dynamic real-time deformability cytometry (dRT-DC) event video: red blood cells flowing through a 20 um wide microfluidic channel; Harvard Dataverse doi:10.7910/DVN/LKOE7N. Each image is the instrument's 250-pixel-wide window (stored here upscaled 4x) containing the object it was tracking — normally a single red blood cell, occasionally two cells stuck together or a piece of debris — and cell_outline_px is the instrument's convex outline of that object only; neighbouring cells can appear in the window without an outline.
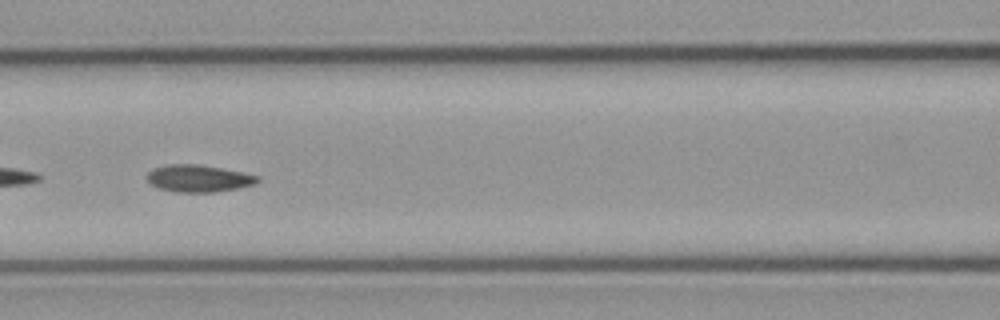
{"species": "common noctule bat (a hibernating species)", "species_latin": "Nyctalus noctula", "temperature_condition": "cold", "stored_images_in_passage": 12, "camera_frame_rate_fps": 3000, "um_per_image_px": 0.085, "animal": {"sex": "male", "body_mass_g": 23.1, "forearm_length_mm": 52.7}, "frame": {"image": 1, "passage_image": 9, "time_ms": 2.667, "image_size_px": [1000, 320], "cell_outline_px": [[260, 180], [256, 184], [216, 192], [176, 192], [160, 188], [152, 184], [148, 180], [148, 172], [152, 168], [168, 164], [196, 164], [244, 172], [260, 176]], "centroid_in_image_um": [16.91, 15.16], "position_along_channel_um": 149.7, "area_um2": 17.4}}